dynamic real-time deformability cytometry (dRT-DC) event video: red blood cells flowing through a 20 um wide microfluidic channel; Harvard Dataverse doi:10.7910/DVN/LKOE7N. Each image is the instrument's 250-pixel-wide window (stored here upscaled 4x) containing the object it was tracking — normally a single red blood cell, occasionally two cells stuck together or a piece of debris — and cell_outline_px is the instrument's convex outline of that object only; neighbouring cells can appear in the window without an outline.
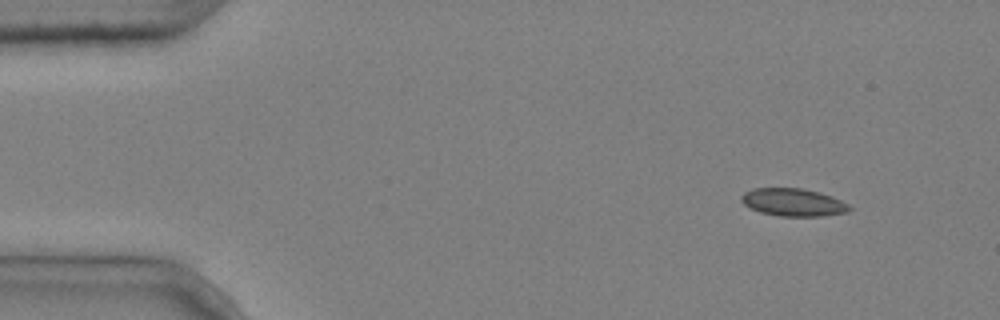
{"species": "common noctule bat (a hibernating species)", "species_latin": "Nyctalus noctula", "temperature_condition": "cold", "stored_images_in_passage": 4, "camera_frame_rate_fps": 3000, "um_per_image_px": 0.085, "animal": {"sex": "male", "body_mass_g": 20.4}, "frame": {"image": 1, "passage_image": 1, "time_ms": 0.0, "image_size_px": [1000, 320], "cell_outline_px": [[852, 208], [848, 212], [820, 216], [780, 216], [760, 212], [744, 204], [740, 200], [740, 196], [744, 192], [752, 188], [804, 188], [820, 192], [832, 196], [848, 204]], "centroid_in_image_um": [67.42, 17.18], "position_along_channel_um": 17.6, "area_um2": 17.51}}
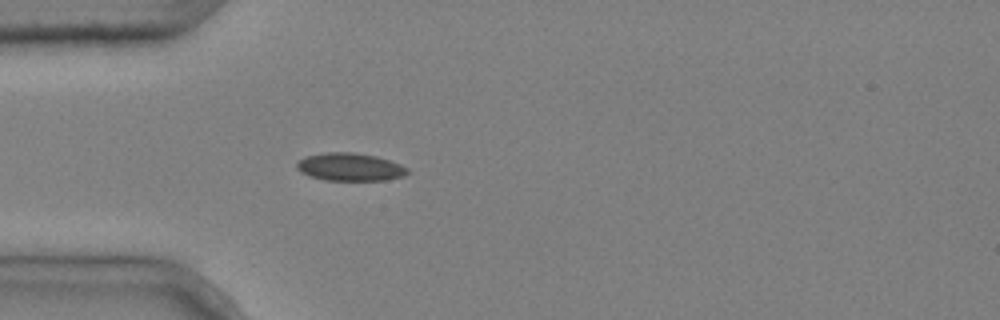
{"frame": {"image": 2, "passage_image": 4, "time_ms": 1.0, "image_size_px": [1000, 320], "cell_outline_px": [[408, 172], [404, 176], [384, 180], [324, 180], [308, 176], [300, 172], [296, 168], [296, 164], [304, 156], [324, 152], [352, 152], [376, 156], [400, 164], [408, 168]], "centroid_in_image_um": [29.71, 14.19], "position_along_channel_um": 55.3, "area_um2": 18.03}}